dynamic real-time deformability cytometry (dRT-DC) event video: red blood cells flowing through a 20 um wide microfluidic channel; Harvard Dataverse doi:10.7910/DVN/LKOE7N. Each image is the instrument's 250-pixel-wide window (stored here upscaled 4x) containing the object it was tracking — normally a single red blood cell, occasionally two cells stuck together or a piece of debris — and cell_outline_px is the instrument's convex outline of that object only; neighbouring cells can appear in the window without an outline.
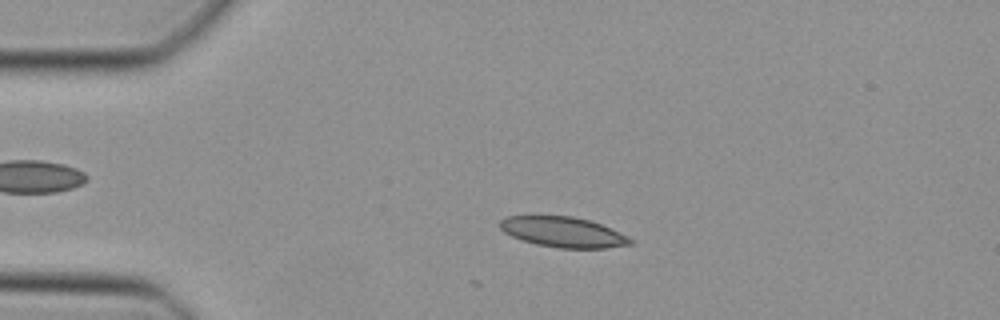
{"species": "Egyptian fruit bat (a non-hibernating species)", "species_latin": "Rousettus aegyptiacus", "temperature_condition": "cold", "stored_images_in_passage": 14, "camera_frame_rate_fps": 3000, "um_per_image_px": 0.085, "animal": {"sex": "female"}, "frame": {"image": 1, "passage_image": 10, "time_ms": 3.0, "image_size_px": [1000, 320], "cell_outline_px": [[632, 244], [604, 248], [560, 248], [536, 244], [512, 236], [504, 232], [500, 228], [500, 220], [508, 216], [572, 216], [588, 220], [600, 224], [628, 236], [632, 240]], "centroid_in_image_um": [47.86, 19.72], "position_along_channel_um": 37.1, "area_um2": 22.72}}